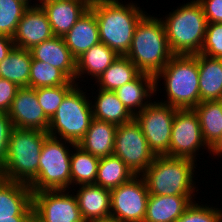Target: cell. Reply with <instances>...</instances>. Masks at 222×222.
<instances>
[{
    "mask_svg": "<svg viewBox=\"0 0 222 222\" xmlns=\"http://www.w3.org/2000/svg\"><path fill=\"white\" fill-rule=\"evenodd\" d=\"M116 128L113 123L93 118L77 145L98 158L113 155Z\"/></svg>",
    "mask_w": 222,
    "mask_h": 222,
    "instance_id": "cell-22",
    "label": "cell"
},
{
    "mask_svg": "<svg viewBox=\"0 0 222 222\" xmlns=\"http://www.w3.org/2000/svg\"><path fill=\"white\" fill-rule=\"evenodd\" d=\"M53 36L45 10L33 4L25 10L12 39L15 47L30 50Z\"/></svg>",
    "mask_w": 222,
    "mask_h": 222,
    "instance_id": "cell-15",
    "label": "cell"
},
{
    "mask_svg": "<svg viewBox=\"0 0 222 222\" xmlns=\"http://www.w3.org/2000/svg\"><path fill=\"white\" fill-rule=\"evenodd\" d=\"M58 138L48 136L42 145L38 173L29 185L32 192L68 190L71 185V152Z\"/></svg>",
    "mask_w": 222,
    "mask_h": 222,
    "instance_id": "cell-8",
    "label": "cell"
},
{
    "mask_svg": "<svg viewBox=\"0 0 222 222\" xmlns=\"http://www.w3.org/2000/svg\"><path fill=\"white\" fill-rule=\"evenodd\" d=\"M208 57L222 59V23H208L200 51Z\"/></svg>",
    "mask_w": 222,
    "mask_h": 222,
    "instance_id": "cell-36",
    "label": "cell"
},
{
    "mask_svg": "<svg viewBox=\"0 0 222 222\" xmlns=\"http://www.w3.org/2000/svg\"><path fill=\"white\" fill-rule=\"evenodd\" d=\"M48 136L45 131L14 127L0 177L30 185L36 179L40 152Z\"/></svg>",
    "mask_w": 222,
    "mask_h": 222,
    "instance_id": "cell-3",
    "label": "cell"
},
{
    "mask_svg": "<svg viewBox=\"0 0 222 222\" xmlns=\"http://www.w3.org/2000/svg\"><path fill=\"white\" fill-rule=\"evenodd\" d=\"M14 127L47 132L50 119L39 105L36 89L20 87L7 112Z\"/></svg>",
    "mask_w": 222,
    "mask_h": 222,
    "instance_id": "cell-14",
    "label": "cell"
},
{
    "mask_svg": "<svg viewBox=\"0 0 222 222\" xmlns=\"http://www.w3.org/2000/svg\"><path fill=\"white\" fill-rule=\"evenodd\" d=\"M75 195L85 222L111 221V193L96 184L80 185Z\"/></svg>",
    "mask_w": 222,
    "mask_h": 222,
    "instance_id": "cell-18",
    "label": "cell"
},
{
    "mask_svg": "<svg viewBox=\"0 0 222 222\" xmlns=\"http://www.w3.org/2000/svg\"><path fill=\"white\" fill-rule=\"evenodd\" d=\"M135 174L117 156L110 155L100 158L95 184L106 189H114L129 181Z\"/></svg>",
    "mask_w": 222,
    "mask_h": 222,
    "instance_id": "cell-29",
    "label": "cell"
},
{
    "mask_svg": "<svg viewBox=\"0 0 222 222\" xmlns=\"http://www.w3.org/2000/svg\"><path fill=\"white\" fill-rule=\"evenodd\" d=\"M70 79L58 68L48 63L32 60L30 67V88H43L66 85Z\"/></svg>",
    "mask_w": 222,
    "mask_h": 222,
    "instance_id": "cell-32",
    "label": "cell"
},
{
    "mask_svg": "<svg viewBox=\"0 0 222 222\" xmlns=\"http://www.w3.org/2000/svg\"><path fill=\"white\" fill-rule=\"evenodd\" d=\"M15 47L11 37L0 35V62L8 56Z\"/></svg>",
    "mask_w": 222,
    "mask_h": 222,
    "instance_id": "cell-40",
    "label": "cell"
},
{
    "mask_svg": "<svg viewBox=\"0 0 222 222\" xmlns=\"http://www.w3.org/2000/svg\"><path fill=\"white\" fill-rule=\"evenodd\" d=\"M77 85L75 81H69L66 85L43 87L36 89L39 105L45 115L51 119L64 97Z\"/></svg>",
    "mask_w": 222,
    "mask_h": 222,
    "instance_id": "cell-33",
    "label": "cell"
},
{
    "mask_svg": "<svg viewBox=\"0 0 222 222\" xmlns=\"http://www.w3.org/2000/svg\"><path fill=\"white\" fill-rule=\"evenodd\" d=\"M66 46L77 59L100 42L95 13L89 8L63 37Z\"/></svg>",
    "mask_w": 222,
    "mask_h": 222,
    "instance_id": "cell-20",
    "label": "cell"
},
{
    "mask_svg": "<svg viewBox=\"0 0 222 222\" xmlns=\"http://www.w3.org/2000/svg\"><path fill=\"white\" fill-rule=\"evenodd\" d=\"M163 20L169 47L174 55L199 54L205 38L207 19L201 4L192 0Z\"/></svg>",
    "mask_w": 222,
    "mask_h": 222,
    "instance_id": "cell-5",
    "label": "cell"
},
{
    "mask_svg": "<svg viewBox=\"0 0 222 222\" xmlns=\"http://www.w3.org/2000/svg\"><path fill=\"white\" fill-rule=\"evenodd\" d=\"M21 2H23L24 4H26L28 7H32V5L29 4V0H19Z\"/></svg>",
    "mask_w": 222,
    "mask_h": 222,
    "instance_id": "cell-43",
    "label": "cell"
},
{
    "mask_svg": "<svg viewBox=\"0 0 222 222\" xmlns=\"http://www.w3.org/2000/svg\"><path fill=\"white\" fill-rule=\"evenodd\" d=\"M192 196L149 195L143 222H176L193 202Z\"/></svg>",
    "mask_w": 222,
    "mask_h": 222,
    "instance_id": "cell-21",
    "label": "cell"
},
{
    "mask_svg": "<svg viewBox=\"0 0 222 222\" xmlns=\"http://www.w3.org/2000/svg\"><path fill=\"white\" fill-rule=\"evenodd\" d=\"M76 152L71 154V184L89 185L95 184L97 168L100 158L93 156L91 153L83 150L75 144L73 146Z\"/></svg>",
    "mask_w": 222,
    "mask_h": 222,
    "instance_id": "cell-31",
    "label": "cell"
},
{
    "mask_svg": "<svg viewBox=\"0 0 222 222\" xmlns=\"http://www.w3.org/2000/svg\"><path fill=\"white\" fill-rule=\"evenodd\" d=\"M29 185L0 177V218L33 217Z\"/></svg>",
    "mask_w": 222,
    "mask_h": 222,
    "instance_id": "cell-17",
    "label": "cell"
},
{
    "mask_svg": "<svg viewBox=\"0 0 222 222\" xmlns=\"http://www.w3.org/2000/svg\"><path fill=\"white\" fill-rule=\"evenodd\" d=\"M161 19L145 15L138 23L125 55L141 73L156 76L174 55Z\"/></svg>",
    "mask_w": 222,
    "mask_h": 222,
    "instance_id": "cell-2",
    "label": "cell"
},
{
    "mask_svg": "<svg viewBox=\"0 0 222 222\" xmlns=\"http://www.w3.org/2000/svg\"><path fill=\"white\" fill-rule=\"evenodd\" d=\"M92 0H50L41 7L45 10L54 36L64 35L90 8Z\"/></svg>",
    "mask_w": 222,
    "mask_h": 222,
    "instance_id": "cell-16",
    "label": "cell"
},
{
    "mask_svg": "<svg viewBox=\"0 0 222 222\" xmlns=\"http://www.w3.org/2000/svg\"><path fill=\"white\" fill-rule=\"evenodd\" d=\"M156 91L158 90L155 89V76L147 73H140L134 80L122 85L114 92L126 109L135 116V114L141 112L149 105L148 102L150 101L145 102L144 100L148 97L150 98ZM137 109H139V111H137Z\"/></svg>",
    "mask_w": 222,
    "mask_h": 222,
    "instance_id": "cell-23",
    "label": "cell"
},
{
    "mask_svg": "<svg viewBox=\"0 0 222 222\" xmlns=\"http://www.w3.org/2000/svg\"><path fill=\"white\" fill-rule=\"evenodd\" d=\"M194 162L188 158L156 156L141 174L149 195L194 196Z\"/></svg>",
    "mask_w": 222,
    "mask_h": 222,
    "instance_id": "cell-6",
    "label": "cell"
},
{
    "mask_svg": "<svg viewBox=\"0 0 222 222\" xmlns=\"http://www.w3.org/2000/svg\"><path fill=\"white\" fill-rule=\"evenodd\" d=\"M208 23H222V0H197Z\"/></svg>",
    "mask_w": 222,
    "mask_h": 222,
    "instance_id": "cell-39",
    "label": "cell"
},
{
    "mask_svg": "<svg viewBox=\"0 0 222 222\" xmlns=\"http://www.w3.org/2000/svg\"><path fill=\"white\" fill-rule=\"evenodd\" d=\"M206 144L213 148L222 140V100L203 101L195 108Z\"/></svg>",
    "mask_w": 222,
    "mask_h": 222,
    "instance_id": "cell-26",
    "label": "cell"
},
{
    "mask_svg": "<svg viewBox=\"0 0 222 222\" xmlns=\"http://www.w3.org/2000/svg\"><path fill=\"white\" fill-rule=\"evenodd\" d=\"M113 155L119 157L135 175L143 173L156 157L135 118L117 126Z\"/></svg>",
    "mask_w": 222,
    "mask_h": 222,
    "instance_id": "cell-10",
    "label": "cell"
},
{
    "mask_svg": "<svg viewBox=\"0 0 222 222\" xmlns=\"http://www.w3.org/2000/svg\"><path fill=\"white\" fill-rule=\"evenodd\" d=\"M20 87L0 77V112H8Z\"/></svg>",
    "mask_w": 222,
    "mask_h": 222,
    "instance_id": "cell-38",
    "label": "cell"
},
{
    "mask_svg": "<svg viewBox=\"0 0 222 222\" xmlns=\"http://www.w3.org/2000/svg\"><path fill=\"white\" fill-rule=\"evenodd\" d=\"M141 72L126 56H119L97 79L100 89L115 91L134 80Z\"/></svg>",
    "mask_w": 222,
    "mask_h": 222,
    "instance_id": "cell-30",
    "label": "cell"
},
{
    "mask_svg": "<svg viewBox=\"0 0 222 222\" xmlns=\"http://www.w3.org/2000/svg\"><path fill=\"white\" fill-rule=\"evenodd\" d=\"M119 0H92L90 9L95 13L100 42L125 56L130 49L135 29L146 15L137 5H124Z\"/></svg>",
    "mask_w": 222,
    "mask_h": 222,
    "instance_id": "cell-1",
    "label": "cell"
},
{
    "mask_svg": "<svg viewBox=\"0 0 222 222\" xmlns=\"http://www.w3.org/2000/svg\"><path fill=\"white\" fill-rule=\"evenodd\" d=\"M118 57L114 50L99 42L76 59V81L84 73L98 79Z\"/></svg>",
    "mask_w": 222,
    "mask_h": 222,
    "instance_id": "cell-25",
    "label": "cell"
},
{
    "mask_svg": "<svg viewBox=\"0 0 222 222\" xmlns=\"http://www.w3.org/2000/svg\"><path fill=\"white\" fill-rule=\"evenodd\" d=\"M76 85L62 100L56 113L50 119L49 136L64 139L65 144H78L89 129L93 119L92 101H88ZM57 133V134H56Z\"/></svg>",
    "mask_w": 222,
    "mask_h": 222,
    "instance_id": "cell-7",
    "label": "cell"
},
{
    "mask_svg": "<svg viewBox=\"0 0 222 222\" xmlns=\"http://www.w3.org/2000/svg\"><path fill=\"white\" fill-rule=\"evenodd\" d=\"M211 152L213 155L216 154V156L222 155V140L219 141L213 148H211Z\"/></svg>",
    "mask_w": 222,
    "mask_h": 222,
    "instance_id": "cell-42",
    "label": "cell"
},
{
    "mask_svg": "<svg viewBox=\"0 0 222 222\" xmlns=\"http://www.w3.org/2000/svg\"><path fill=\"white\" fill-rule=\"evenodd\" d=\"M27 8L19 0H0V35L12 38Z\"/></svg>",
    "mask_w": 222,
    "mask_h": 222,
    "instance_id": "cell-34",
    "label": "cell"
},
{
    "mask_svg": "<svg viewBox=\"0 0 222 222\" xmlns=\"http://www.w3.org/2000/svg\"><path fill=\"white\" fill-rule=\"evenodd\" d=\"M177 108L162 102H149L134 118L139 123L155 156H169L173 119Z\"/></svg>",
    "mask_w": 222,
    "mask_h": 222,
    "instance_id": "cell-9",
    "label": "cell"
},
{
    "mask_svg": "<svg viewBox=\"0 0 222 222\" xmlns=\"http://www.w3.org/2000/svg\"><path fill=\"white\" fill-rule=\"evenodd\" d=\"M161 77L168 95L163 103L177 109H194L200 103L198 54L173 55L155 76V89Z\"/></svg>",
    "mask_w": 222,
    "mask_h": 222,
    "instance_id": "cell-4",
    "label": "cell"
},
{
    "mask_svg": "<svg viewBox=\"0 0 222 222\" xmlns=\"http://www.w3.org/2000/svg\"><path fill=\"white\" fill-rule=\"evenodd\" d=\"M66 190L33 192L34 222H85L75 195ZM63 192V193H62Z\"/></svg>",
    "mask_w": 222,
    "mask_h": 222,
    "instance_id": "cell-12",
    "label": "cell"
},
{
    "mask_svg": "<svg viewBox=\"0 0 222 222\" xmlns=\"http://www.w3.org/2000/svg\"><path fill=\"white\" fill-rule=\"evenodd\" d=\"M98 97L95 98V105H92L93 118L122 125L134 118L119 100L114 91L98 89Z\"/></svg>",
    "mask_w": 222,
    "mask_h": 222,
    "instance_id": "cell-27",
    "label": "cell"
},
{
    "mask_svg": "<svg viewBox=\"0 0 222 222\" xmlns=\"http://www.w3.org/2000/svg\"><path fill=\"white\" fill-rule=\"evenodd\" d=\"M211 148L204 141L200 122L194 109H177L172 125L169 157L188 158L196 161L200 147Z\"/></svg>",
    "mask_w": 222,
    "mask_h": 222,
    "instance_id": "cell-13",
    "label": "cell"
},
{
    "mask_svg": "<svg viewBox=\"0 0 222 222\" xmlns=\"http://www.w3.org/2000/svg\"><path fill=\"white\" fill-rule=\"evenodd\" d=\"M14 125L7 112H0V171L4 168L7 158L8 143Z\"/></svg>",
    "mask_w": 222,
    "mask_h": 222,
    "instance_id": "cell-37",
    "label": "cell"
},
{
    "mask_svg": "<svg viewBox=\"0 0 222 222\" xmlns=\"http://www.w3.org/2000/svg\"><path fill=\"white\" fill-rule=\"evenodd\" d=\"M0 222H34L33 217L0 218Z\"/></svg>",
    "mask_w": 222,
    "mask_h": 222,
    "instance_id": "cell-41",
    "label": "cell"
},
{
    "mask_svg": "<svg viewBox=\"0 0 222 222\" xmlns=\"http://www.w3.org/2000/svg\"><path fill=\"white\" fill-rule=\"evenodd\" d=\"M41 3H39V5L41 4H43L44 2H46V1H50V0H39Z\"/></svg>",
    "mask_w": 222,
    "mask_h": 222,
    "instance_id": "cell-44",
    "label": "cell"
},
{
    "mask_svg": "<svg viewBox=\"0 0 222 222\" xmlns=\"http://www.w3.org/2000/svg\"><path fill=\"white\" fill-rule=\"evenodd\" d=\"M32 58L60 69L71 81L76 79V58L63 37L53 36L30 49Z\"/></svg>",
    "mask_w": 222,
    "mask_h": 222,
    "instance_id": "cell-19",
    "label": "cell"
},
{
    "mask_svg": "<svg viewBox=\"0 0 222 222\" xmlns=\"http://www.w3.org/2000/svg\"><path fill=\"white\" fill-rule=\"evenodd\" d=\"M32 60L30 50L14 47L0 62V77L16 83L19 87H29Z\"/></svg>",
    "mask_w": 222,
    "mask_h": 222,
    "instance_id": "cell-28",
    "label": "cell"
},
{
    "mask_svg": "<svg viewBox=\"0 0 222 222\" xmlns=\"http://www.w3.org/2000/svg\"><path fill=\"white\" fill-rule=\"evenodd\" d=\"M139 176H141L139 178ZM139 178V179H138ZM111 221L143 222L149 192L143 176L135 175L117 188L111 189Z\"/></svg>",
    "mask_w": 222,
    "mask_h": 222,
    "instance_id": "cell-11",
    "label": "cell"
},
{
    "mask_svg": "<svg viewBox=\"0 0 222 222\" xmlns=\"http://www.w3.org/2000/svg\"><path fill=\"white\" fill-rule=\"evenodd\" d=\"M200 102L222 100V59L198 54Z\"/></svg>",
    "mask_w": 222,
    "mask_h": 222,
    "instance_id": "cell-24",
    "label": "cell"
},
{
    "mask_svg": "<svg viewBox=\"0 0 222 222\" xmlns=\"http://www.w3.org/2000/svg\"><path fill=\"white\" fill-rule=\"evenodd\" d=\"M221 212L218 208L192 202L176 222H222Z\"/></svg>",
    "mask_w": 222,
    "mask_h": 222,
    "instance_id": "cell-35",
    "label": "cell"
}]
</instances>
